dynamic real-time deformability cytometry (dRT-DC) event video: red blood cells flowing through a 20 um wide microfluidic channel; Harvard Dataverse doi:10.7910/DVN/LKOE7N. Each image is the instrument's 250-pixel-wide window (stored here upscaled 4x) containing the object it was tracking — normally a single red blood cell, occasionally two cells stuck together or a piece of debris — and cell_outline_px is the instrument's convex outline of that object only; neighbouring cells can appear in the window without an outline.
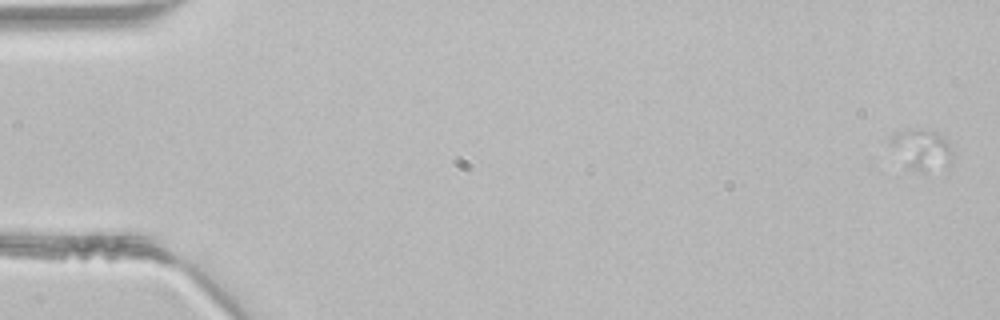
{"species": "common noctule bat (a hibernating species)", "species_latin": "Nyctalus noctula", "temperature_condition": "room temperature", "stored_images_in_passage": 10, "camera_frame_rate_fps": 3000, "um_per_image_px": 0.085, "animal": {"sex": "male", "body_mass_g": 21.5, "forearm_length_mm": 52.0}, "frame": {"image": 1, "passage_image": 2, "time_ms": 0.333, "image_size_px": [1000, 320], "cell_outline_px": [[956, 156], [952, 164], [924, 168], [916, 168], [908, 164], [892, 144], [892, 140], [908, 128], [920, 128], [936, 132], [948, 140]], "centroid_in_image_um": [78.54, 12.61], "position_along_channel_um": 6.5, "area_um2": 13.35}}